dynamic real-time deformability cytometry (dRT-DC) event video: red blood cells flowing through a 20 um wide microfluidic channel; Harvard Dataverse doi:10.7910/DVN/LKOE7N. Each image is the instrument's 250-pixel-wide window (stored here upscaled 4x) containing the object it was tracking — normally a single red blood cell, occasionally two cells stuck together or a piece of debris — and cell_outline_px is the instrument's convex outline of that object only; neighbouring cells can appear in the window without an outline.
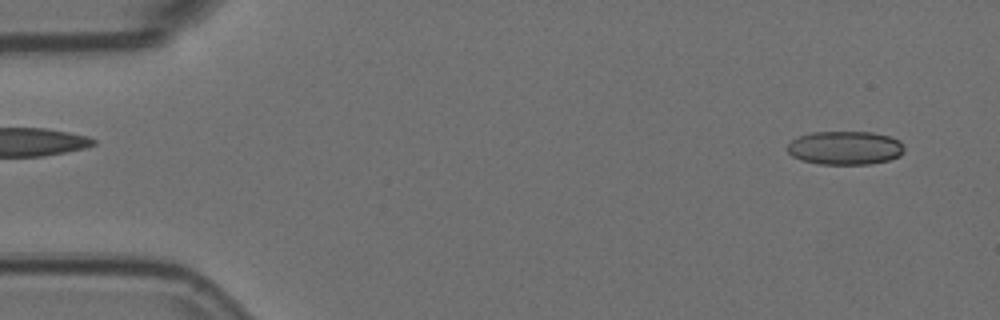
{"species": "Egyptian fruit bat (a non-hibernating species)", "species_latin": "Rousettus aegyptiacus", "temperature_condition": "room temperature", "stored_images_in_passage": 5, "camera_frame_rate_fps": 3000, "um_per_image_px": 0.085, "animal": {"sex": "female"}, "frame": {"image": 1, "passage_image": 1, "time_ms": 0.0, "image_size_px": [1000, 320], "cell_outline_px": [[904, 152], [900, 156], [888, 160], [868, 164], [820, 164], [800, 160], [792, 156], [784, 148], [792, 140], [800, 136], [812, 132], [872, 132], [892, 136], [900, 140], [904, 148]], "centroid_in_image_um": [71.83, 12.57], "position_along_channel_um": 13.2, "area_um2": 23.12}}
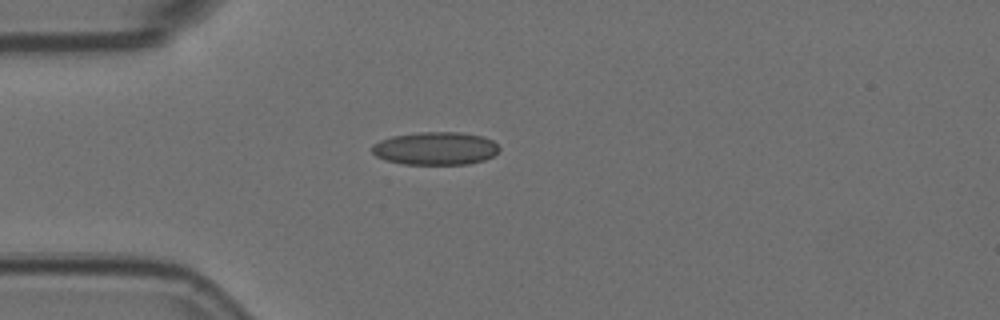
{"frame": {"image": 2, "passage_image": 4, "time_ms": 1.0, "image_size_px": [1000, 320], "cell_outline_px": [[500, 148], [492, 156], [484, 160], [468, 164], [404, 164], [388, 160], [376, 156], [372, 152], [372, 144], [380, 140], [392, 136], [420, 132], [460, 132], [484, 136], [492, 140]], "centroid_in_image_um": [37.02, 12.61], "position_along_channel_um": 48.0, "area_um2": 24.39}}